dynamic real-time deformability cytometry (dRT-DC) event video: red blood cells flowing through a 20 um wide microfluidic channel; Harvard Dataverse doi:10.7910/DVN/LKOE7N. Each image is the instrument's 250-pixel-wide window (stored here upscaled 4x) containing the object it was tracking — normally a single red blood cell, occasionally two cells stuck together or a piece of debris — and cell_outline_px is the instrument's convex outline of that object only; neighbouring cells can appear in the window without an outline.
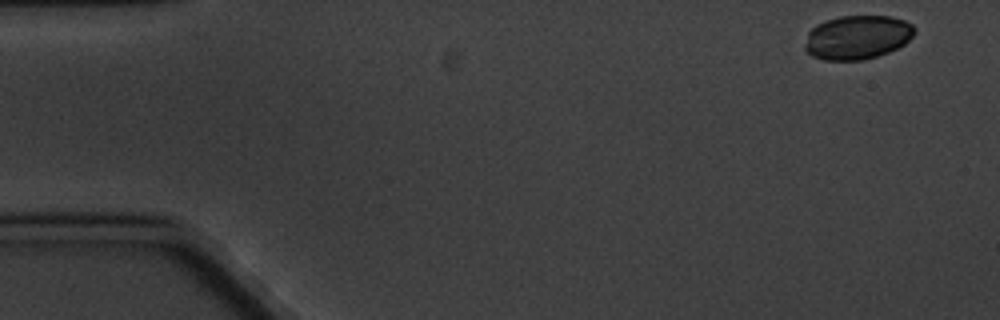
{"species": "common noctule bat (a hibernating species)", "species_latin": "Nyctalus noctula", "temperature_condition": "cold", "stored_images_in_passage": 4, "camera_frame_rate_fps": 3000, "um_per_image_px": 0.085, "animal": {"sex": "male", "body_mass_g": 20.1, "forearm_length_mm": 53.5}, "frame": {"image": 1, "passage_image": 1, "time_ms": 0.0, "image_size_px": [1000, 320], "cell_outline_px": [[916, 28], [912, 36], [904, 44], [888, 52], [864, 60], [824, 60], [812, 56], [804, 48], [804, 44], [808, 32], [816, 24], [840, 16], [892, 16], [904, 20], [912, 24]], "centroid_in_image_um": [72.86, 3.17], "position_along_channel_um": 12.1, "area_um2": 28.09}}